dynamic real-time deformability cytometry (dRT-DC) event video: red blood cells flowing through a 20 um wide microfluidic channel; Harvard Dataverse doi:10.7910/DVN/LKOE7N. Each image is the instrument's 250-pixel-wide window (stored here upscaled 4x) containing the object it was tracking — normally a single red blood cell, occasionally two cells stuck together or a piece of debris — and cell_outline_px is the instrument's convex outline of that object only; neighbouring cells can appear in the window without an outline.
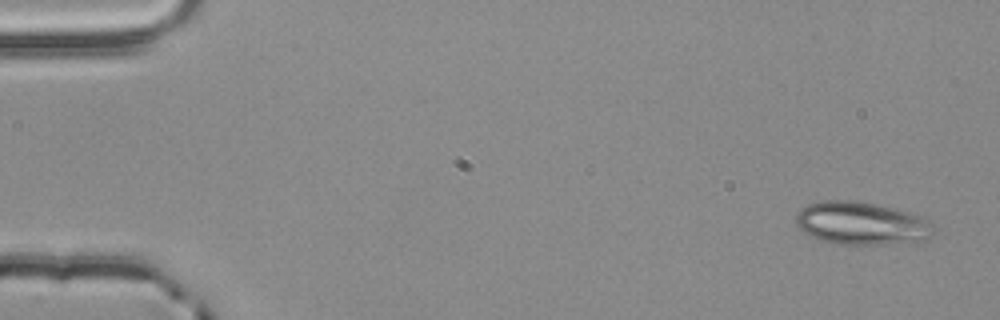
{"species": "common noctule bat (a hibernating species)", "species_latin": "Nyctalus noctula", "temperature_condition": "room temperature", "stored_images_in_passage": 3, "camera_frame_rate_fps": 3000, "um_per_image_px": 0.085, "animal": {"sex": "male", "body_mass_g": 20.4}, "frame": {"image": 1, "passage_image": 1, "time_ms": 0.0, "image_size_px": [1000, 320], "cell_outline_px": [[932, 236], [928, 240], [916, 244], [840, 244], [820, 240], [804, 232], [796, 224], [796, 212], [800, 208], [808, 204], [820, 200], [856, 200], [896, 208], [924, 216], [928, 224]], "centroid_in_image_um": [73.24, 18.98], "position_along_channel_um": 11.8, "area_um2": 34.91}}